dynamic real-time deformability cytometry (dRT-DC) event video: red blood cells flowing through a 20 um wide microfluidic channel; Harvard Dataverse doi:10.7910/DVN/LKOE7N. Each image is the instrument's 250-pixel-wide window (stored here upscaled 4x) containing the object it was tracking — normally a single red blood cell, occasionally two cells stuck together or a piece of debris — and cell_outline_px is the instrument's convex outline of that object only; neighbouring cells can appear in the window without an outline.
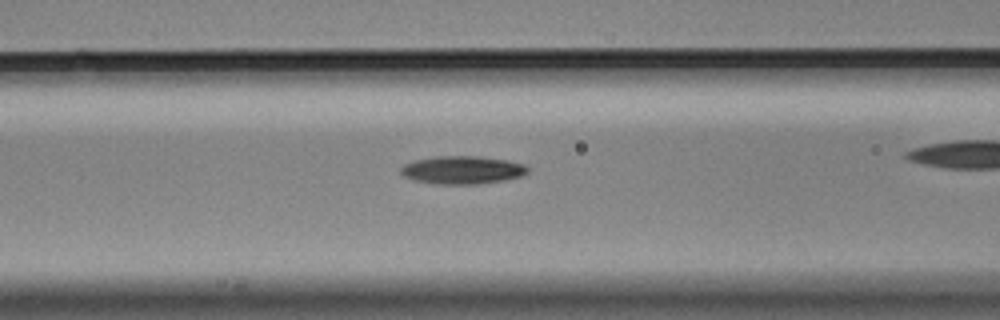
{"species": "Egyptian fruit bat (a non-hibernating species)", "species_latin": "Rousettus aegyptiacus", "temperature_condition": "cold", "stored_images_in_passage": 28, "camera_frame_rate_fps": 3000, "um_per_image_px": 0.085, "animal": {"sex": "male"}, "frame": {"image": 1, "passage_image": 5, "time_ms": 1.333, "image_size_px": [1000, 320], "cell_outline_px": [[528, 172], [520, 176], [504, 180], [476, 184], [436, 184], [416, 180], [404, 176], [400, 172], [400, 168], [404, 164], [412, 160], [436, 156], [480, 156], [508, 160], [524, 164], [528, 168]], "centroid_in_image_um": [39.28, 14.43], "position_along_channel_um": 127.3, "area_um2": 20.75}}
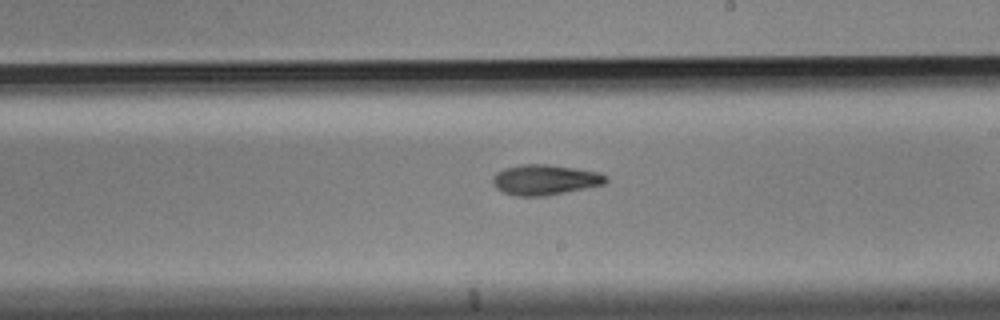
{"frame": {"image": 2, "passage_image": 15, "time_ms": 4.667, "image_size_px": [1000, 320], "cell_outline_px": [[608, 180], [604, 184], [544, 196], [516, 196], [504, 192], [496, 188], [492, 184], [492, 176], [496, 172], [504, 168], [520, 164], [548, 164], [576, 168], [600, 172], [608, 176]], "centroid_in_image_um": [46.3, 15.26], "position_along_channel_um": 242.7, "area_um2": 20.11}}
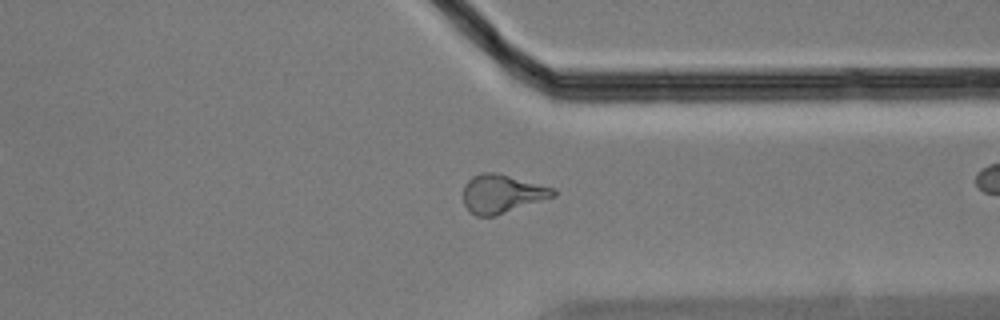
{"frame": {"image": 3, "passage_image": 26, "time_ms": 8.333, "image_size_px": [1000, 320], "cell_outline_px": [[556, 196], [496, 216], [476, 216], [468, 212], [464, 204], [464, 184], [472, 176], [480, 172], [492, 172], [556, 188]], "centroid_in_image_um": [42.66, 16.49], "position_along_channel_um": 368.7, "area_um2": 20.29}}